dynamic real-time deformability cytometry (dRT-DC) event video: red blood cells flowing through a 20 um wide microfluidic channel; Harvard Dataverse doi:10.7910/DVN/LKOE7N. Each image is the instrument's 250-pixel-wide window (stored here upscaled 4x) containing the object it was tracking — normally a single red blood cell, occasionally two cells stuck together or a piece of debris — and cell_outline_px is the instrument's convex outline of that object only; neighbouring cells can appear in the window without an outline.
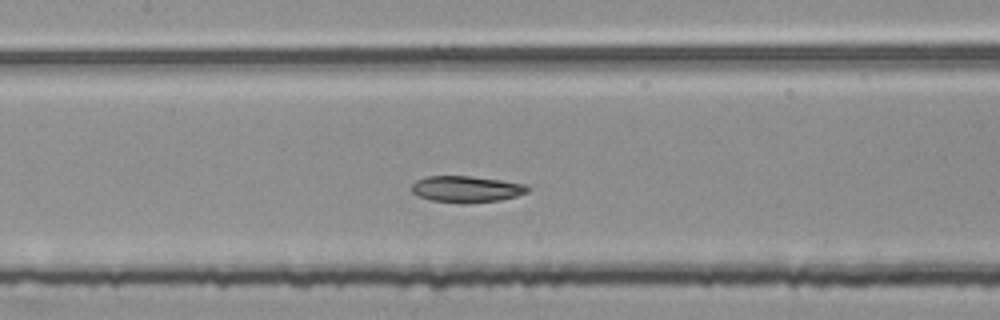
{"species": "common noctule bat (a hibernating species)", "species_latin": "Nyctalus noctula", "temperature_condition": "room temperature", "stored_images_in_passage": 46, "segment_of_instrument_passage": [2, 2], "camera_frame_rate_fps": 3000, "um_per_image_px": 0.085, "animal": {"sex": "female", "body_mass_g": 25.1}, "frame": {"image": 1, "passage_image": 20, "time_ms": 6.333, "image_size_px": [1000, 320], "cell_outline_px": [[532, 188], [528, 192], [516, 196], [500, 200], [432, 200], [420, 196], [412, 192], [412, 184], [416, 180], [428, 176], [468, 176], [500, 180], [524, 184]], "centroid_in_image_um": [39.67, 16.02], "position_along_channel_um": 167.7, "area_um2": 16.82}}
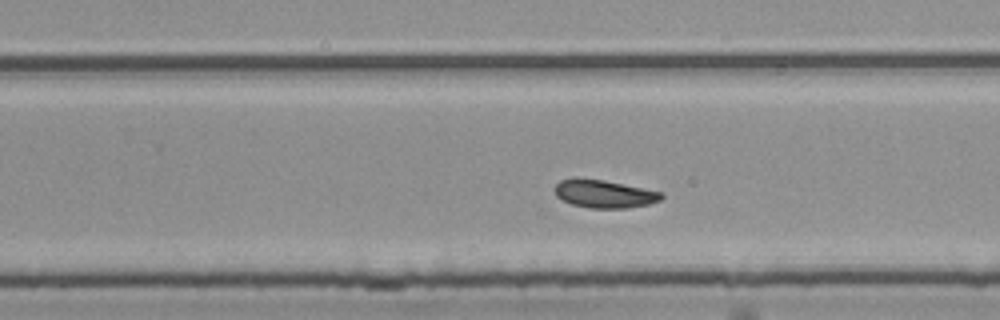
{"frame": {"image": 2, "passage_image": 29, "time_ms": 9.333, "image_size_px": [1000, 320], "cell_outline_px": [[664, 196], [660, 200], [648, 204], [628, 208], [588, 208], [572, 204], [556, 196], [552, 188], [560, 180], [572, 176], [576, 176], [604, 180], [664, 192]], "centroid_in_image_um": [51.31, 16.45], "position_along_channel_um": 278.5, "area_um2": 17.8}}
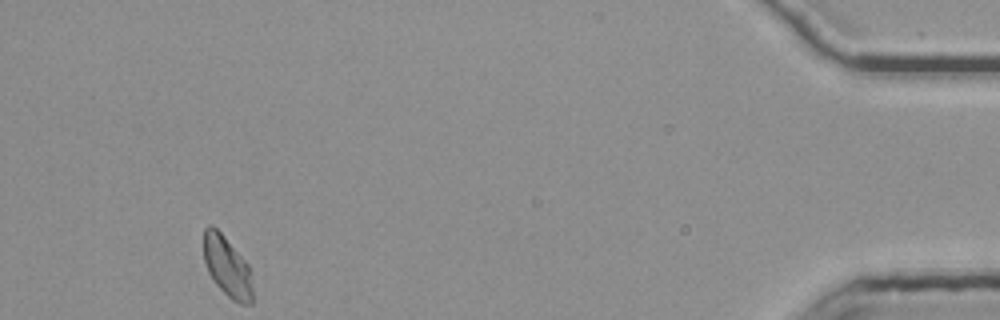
{"frame": {"image": 3, "passage_image": 46, "time_ms": 15.0, "image_size_px": [1000, 320], "cell_outline_px": [[252, 304], [240, 304], [232, 300], [216, 284], [208, 272], [204, 260], [204, 228], [208, 224], [212, 224], [224, 236], [248, 264], [252, 288]], "centroid_in_image_um": [19.29, 22.66], "position_along_channel_um": 415.9, "area_um2": 17.05}}